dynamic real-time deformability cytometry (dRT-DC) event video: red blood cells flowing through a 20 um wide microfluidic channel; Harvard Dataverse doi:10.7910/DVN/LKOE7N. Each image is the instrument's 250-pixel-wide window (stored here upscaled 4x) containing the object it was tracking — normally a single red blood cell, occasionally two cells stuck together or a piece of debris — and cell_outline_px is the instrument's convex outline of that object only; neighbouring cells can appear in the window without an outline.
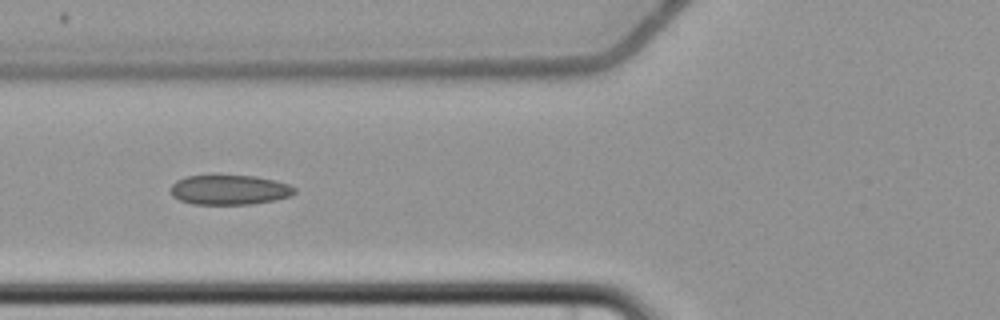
{"species": "common noctule bat (a hibernating species)", "species_latin": "Nyctalus noctula", "temperature_condition": "cold", "stored_images_in_passage": 9, "camera_frame_rate_fps": 3000, "um_per_image_px": 0.085, "animal": {"sex": "female", "body_mass_g": 22.7, "forearm_length_mm": 54.2}, "frame": {"image": 1, "passage_image": 6, "time_ms": 6.0, "image_size_px": [1000, 320], "cell_outline_px": [[296, 192], [292, 196], [272, 200], [248, 204], [192, 204], [180, 200], [172, 196], [172, 184], [176, 180], [184, 176], [256, 176], [276, 180], [288, 184], [296, 188]], "centroid_in_image_um": [19.52, 16.13], "position_along_channel_um": 106.3, "area_um2": 21.39}}
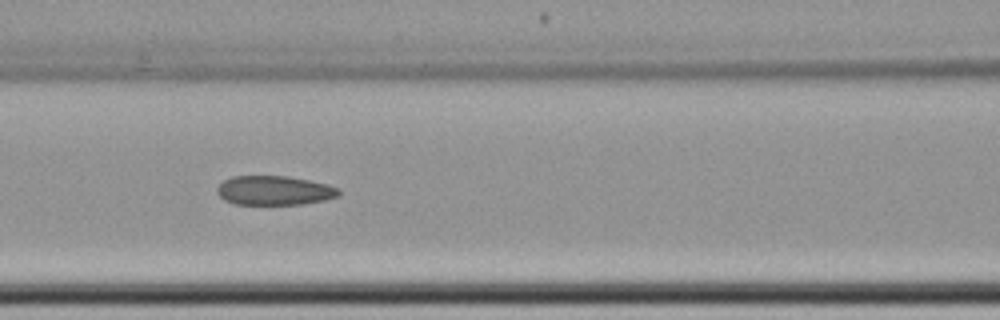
{"frame": {"image": 2, "passage_image": 7, "time_ms": 7.0, "image_size_px": [1000, 320], "cell_outline_px": [[340, 192], [336, 196], [324, 200], [304, 204], [236, 204], [224, 200], [216, 192], [216, 188], [224, 180], [232, 176], [288, 176], [312, 180], [328, 184], [340, 188]], "centroid_in_image_um": [23.32, 16.18], "position_along_channel_um": 143.3, "area_um2": 20.87}}
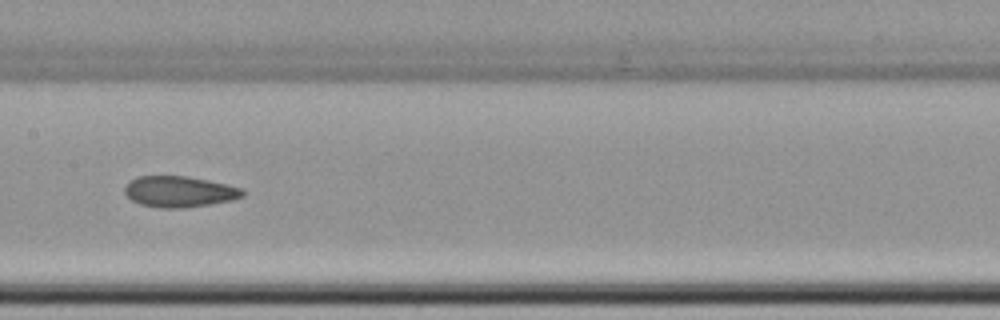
{"frame": {"image": 3, "passage_image": 8, "time_ms": 8.333, "image_size_px": [1000, 320], "cell_outline_px": [[244, 196], [232, 200], [184, 208], [160, 208], [140, 204], [132, 200], [124, 192], [124, 188], [128, 180], [136, 176], [188, 176], [208, 180], [244, 188]], "centroid_in_image_um": [15.23, 16.28], "position_along_channel_um": 192.2, "area_um2": 21.44}}